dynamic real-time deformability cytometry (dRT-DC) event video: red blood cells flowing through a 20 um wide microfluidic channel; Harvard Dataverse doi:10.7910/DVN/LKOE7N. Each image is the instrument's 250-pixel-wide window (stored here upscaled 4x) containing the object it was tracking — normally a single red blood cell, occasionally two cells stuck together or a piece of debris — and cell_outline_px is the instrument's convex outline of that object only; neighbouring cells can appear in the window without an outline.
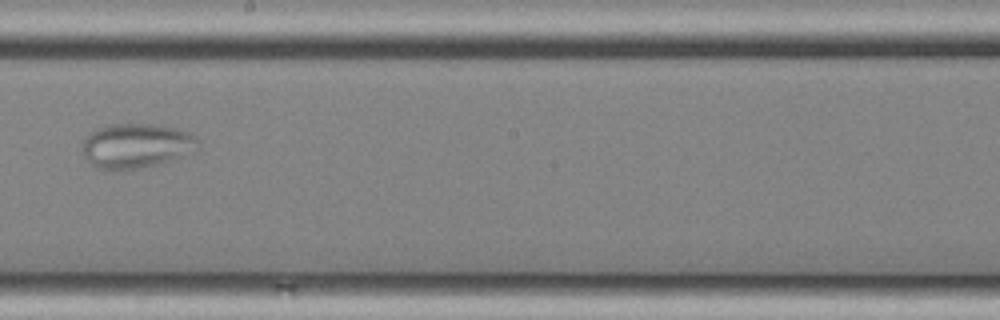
{"species": "common noctule bat (a hibernating species)", "species_latin": "Nyctalus noctula", "temperature_condition": "cold", "stored_images_in_passage": 15, "camera_frame_rate_fps": 3000, "um_per_image_px": 0.085, "animal": {"sex": "female", "body_mass_g": 25.1}, "frame": {"image": 1, "passage_image": 9, "time_ms": 2.667, "image_size_px": [1000, 320], "cell_outline_px": [[200, 148], [180, 156], [168, 160], [136, 168], [108, 172], [104, 172], [96, 168], [84, 156], [80, 148], [80, 144], [96, 128], [108, 124], [152, 124], [180, 128], [192, 132], [200, 140]], "centroid_in_image_um": [11.56, 12.38], "position_along_channel_um": 236.6, "area_um2": 30.52}}
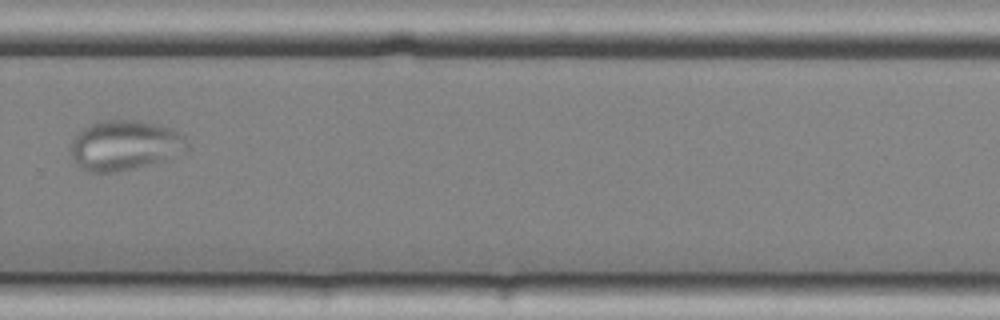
{"frame": {"image": 2, "passage_image": 11, "time_ms": 3.333, "image_size_px": [1000, 320], "cell_outline_px": [[188, 148], [184, 152], [148, 164], [116, 172], [84, 172], [76, 164], [72, 156], [72, 140], [88, 124], [96, 120], [140, 120], [160, 124], [172, 128], [180, 132], [188, 140]], "centroid_in_image_um": [10.6, 12.32], "position_along_channel_um": 319.2, "area_um2": 33.99}}